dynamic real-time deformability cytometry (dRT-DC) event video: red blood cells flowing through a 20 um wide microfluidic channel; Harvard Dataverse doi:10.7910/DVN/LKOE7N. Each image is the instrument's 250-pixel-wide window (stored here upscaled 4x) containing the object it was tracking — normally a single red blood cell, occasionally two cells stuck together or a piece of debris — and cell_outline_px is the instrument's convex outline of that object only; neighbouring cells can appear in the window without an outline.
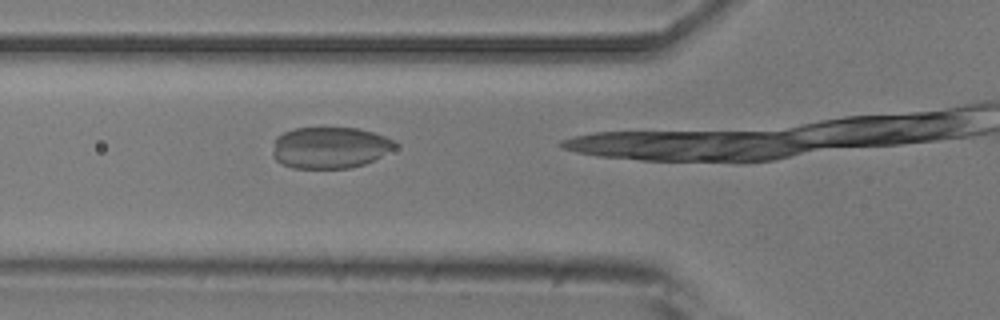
{"species": "common noctule bat (a hibernating species)", "species_latin": "Nyctalus noctula", "temperature_condition": "room temperature", "stored_images_in_passage": 10, "segment_of_instrument_passage": [1, 2], "camera_frame_rate_fps": 3000, "um_per_image_px": 0.085, "animal": {"sex": "male", "body_mass_g": 20.5, "forearm_length_mm": 52.5}, "frame": {"image": 1, "passage_image": 4, "time_ms": 3.333, "image_size_px": [1000, 320], "cell_outline_px": [[400, 144], [396, 148], [364, 164], [348, 168], [292, 168], [276, 160], [272, 156], [272, 152], [276, 136], [284, 132], [296, 128], [356, 128], [372, 132], [396, 140]], "centroid_in_image_um": [28.05, 12.54], "position_along_channel_um": 97.8, "area_um2": 29.59}}